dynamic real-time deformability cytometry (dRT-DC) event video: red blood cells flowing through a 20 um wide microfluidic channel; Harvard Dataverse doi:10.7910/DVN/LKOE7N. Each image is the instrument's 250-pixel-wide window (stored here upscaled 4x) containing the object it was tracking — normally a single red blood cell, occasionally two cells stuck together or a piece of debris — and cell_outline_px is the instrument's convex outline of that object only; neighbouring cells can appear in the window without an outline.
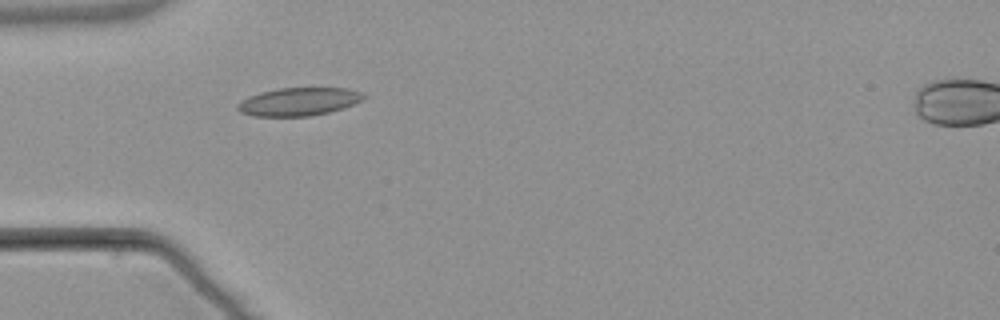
{"species": "common noctule bat (a hibernating species)", "species_latin": "Nyctalus noctula", "temperature_condition": "warm", "stored_images_in_passage": 5, "camera_frame_rate_fps": 3000, "um_per_image_px": 0.085, "animal": {"sex": "male", "body_mass_g": 21.5, "forearm_length_mm": 52.0}, "frame": {"image": 1, "passage_image": 4, "time_ms": 3.667, "image_size_px": [1000, 320], "cell_outline_px": [[368, 96], [344, 108], [328, 112], [308, 116], [252, 116], [240, 112], [236, 108], [236, 104], [240, 100], [248, 96], [260, 92], [280, 88], [348, 88], [360, 92]], "centroid_in_image_um": [25.34, 8.64], "position_along_channel_um": 59.7, "area_um2": 20.63}}
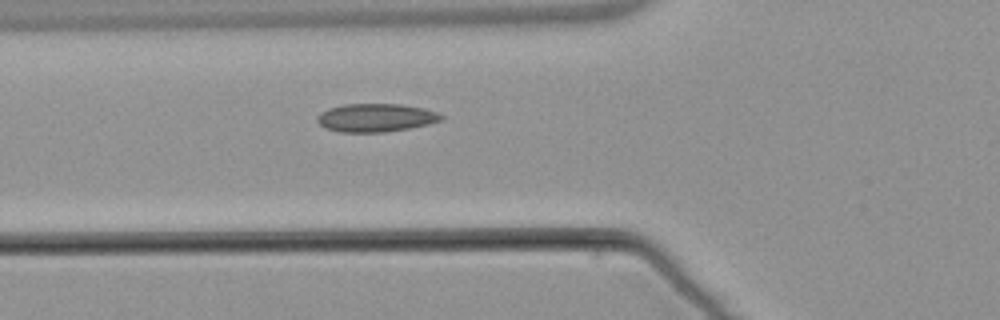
{"frame": {"image": 2, "passage_image": 5, "time_ms": 4.667, "image_size_px": [1000, 320], "cell_outline_px": [[444, 120], [428, 124], [408, 128], [384, 132], [340, 132], [324, 128], [316, 120], [316, 116], [320, 112], [328, 108], [344, 104], [404, 104], [424, 108], [436, 112], [444, 116]], "centroid_in_image_um": [31.93, 10.0], "position_along_channel_um": 93.9, "area_um2": 20.58}}